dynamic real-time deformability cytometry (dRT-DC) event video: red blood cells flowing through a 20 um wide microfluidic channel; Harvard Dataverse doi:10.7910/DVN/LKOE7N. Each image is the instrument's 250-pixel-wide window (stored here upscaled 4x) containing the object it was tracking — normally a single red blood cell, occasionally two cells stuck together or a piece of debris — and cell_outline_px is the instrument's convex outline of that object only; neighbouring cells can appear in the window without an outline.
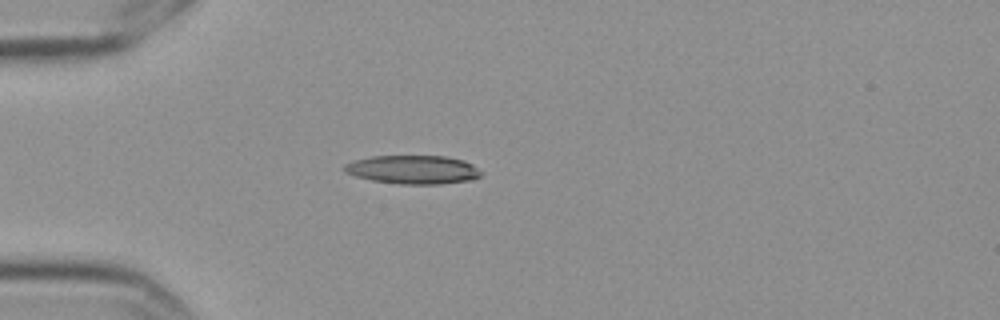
{"species": "Egyptian fruit bat (a non-hibernating species)", "species_latin": "Rousettus aegyptiacus", "temperature_condition": "cold", "stored_images_in_passage": 1, "camera_frame_rate_fps": 3000, "um_per_image_px": 0.085, "frame": {"image": 1, "passage_image": 1, "time_ms": 0.0, "image_size_px": [1000, 320], "cell_outline_px": [[484, 172], [480, 176], [472, 180], [440, 184], [400, 184], [372, 180], [356, 176], [344, 172], [344, 164], [356, 160], [372, 156], [444, 156], [464, 160], [472, 164]], "centroid_in_image_um": [35.15, 14.42], "position_along_channel_um": 49.9, "area_um2": 22.83}}